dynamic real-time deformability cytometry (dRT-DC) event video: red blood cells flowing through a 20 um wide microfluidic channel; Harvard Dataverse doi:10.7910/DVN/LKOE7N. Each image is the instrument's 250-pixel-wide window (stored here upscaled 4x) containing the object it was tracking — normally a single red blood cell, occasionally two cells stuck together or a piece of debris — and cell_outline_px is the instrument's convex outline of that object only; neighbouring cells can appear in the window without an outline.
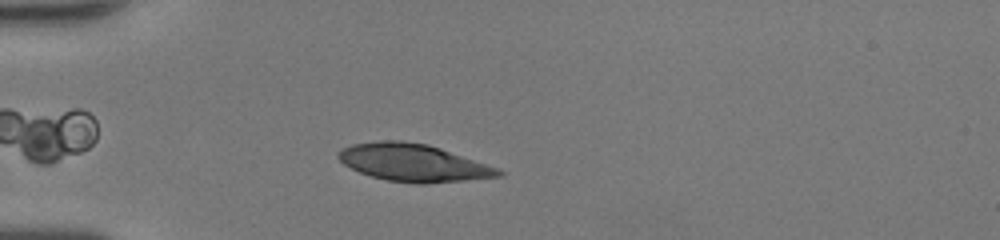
{"species": "human", "species_latin": "Homo sapiens", "temperature_condition": "room temperature", "stored_images_in_passage": 38, "camera_frame_rate_fps": 3000, "um_per_image_px": 0.085, "donor": {"sex": "female"}, "frame": {"image": 1, "passage_image": 7, "time_ms": 2.0, "image_size_px": [1000, 240], "cell_outline_px": [[504, 176], [424, 184], [416, 184], [388, 180], [372, 176], [360, 172], [344, 164], [336, 156], [344, 148], [352, 144], [380, 140], [400, 140], [428, 144], [440, 148], [496, 168], [504, 172]], "centroid_in_image_um": [35.11, 13.83], "position_along_channel_um": 49.9, "area_um2": 34.51}}
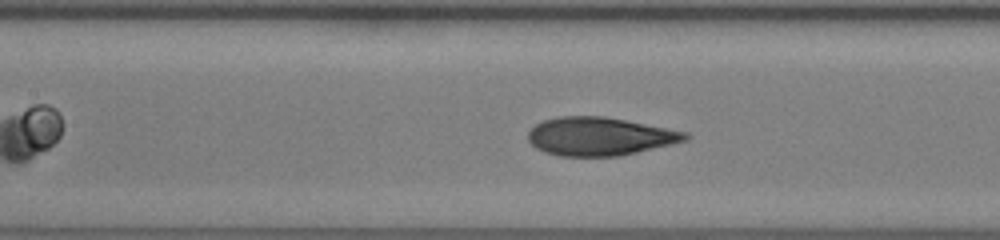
{"frame": {"image": 2, "passage_image": 16, "time_ms": 5.0, "image_size_px": [1000, 240], "cell_outline_px": [[692, 136], [688, 140], [672, 144], [620, 156], [560, 156], [544, 152], [536, 148], [528, 140], [528, 132], [536, 124], [544, 120], [560, 116], [604, 116], [688, 132]], "centroid_in_image_um": [50.99, 11.59], "position_along_channel_um": 156.4, "area_um2": 35.08}}
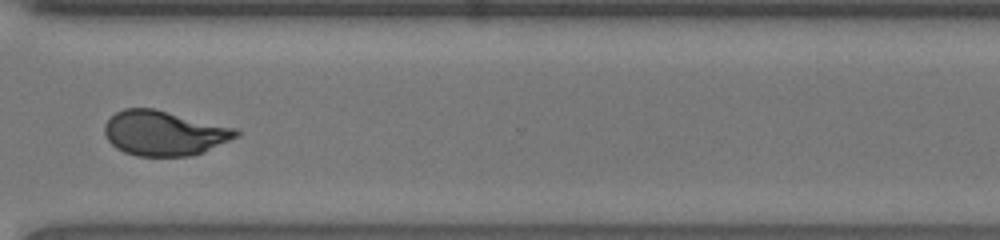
{"frame": {"image": 3, "passage_image": 30, "time_ms": 9.667, "image_size_px": [1000, 240], "cell_outline_px": [[240, 136], [204, 152], [192, 156], [136, 156], [124, 152], [116, 148], [108, 140], [104, 132], [104, 124], [116, 112], [124, 108], [152, 108], [240, 128]], "centroid_in_image_um": [14.0, 11.32], "position_along_channel_um": 356.6, "area_um2": 34.74}, "authors_computed_cell_mechanics": {"area_um2": 34.5355, "velocity_mm_per_s": 4.291, "shape_relaxation_time_tau1_ms": 6.4124, "shape_relaxation_time_tau2_ms": 0.8838, "deformation_change_tau1": 0.2135, "deformation_change_tau2": 0.0442}}